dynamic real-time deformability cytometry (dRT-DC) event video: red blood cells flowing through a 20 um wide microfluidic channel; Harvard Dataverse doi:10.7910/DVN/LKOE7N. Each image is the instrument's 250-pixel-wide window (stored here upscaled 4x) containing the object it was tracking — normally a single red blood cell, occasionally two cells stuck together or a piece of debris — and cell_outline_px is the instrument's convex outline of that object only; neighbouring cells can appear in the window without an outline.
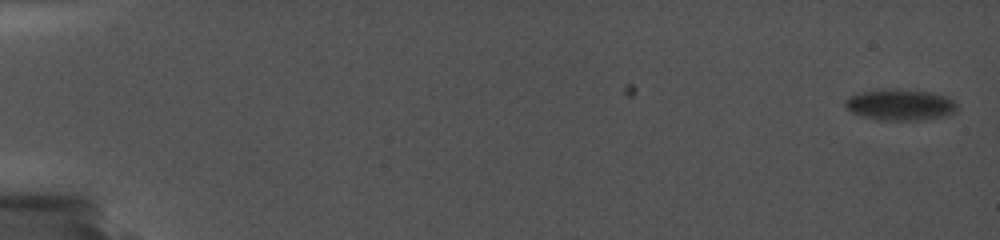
{"species": "common noctule bat (a hibernating species)", "species_latin": "Nyctalus noctula", "temperature_condition": "cold", "stored_images_in_passage": 34, "camera_frame_rate_fps": 5000, "um_per_image_px": 0.085, "animal": {"sex": "female", "body_mass_g": 19.0, "forearm_length_mm": 56.7}, "frame": {"image": 1, "passage_image": 1, "time_ms": 0.0, "image_size_px": [1000, 240], "cell_outline_px": [[956, 112], [940, 116], [916, 120], [880, 120], [864, 116], [852, 112], [844, 104], [844, 100], [848, 96], [856, 92], [880, 88], [900, 88], [928, 92], [944, 96], [952, 100], [956, 104]], "centroid_in_image_um": [76.43, 8.87], "position_along_channel_um": 8.6, "area_um2": 20.35}}
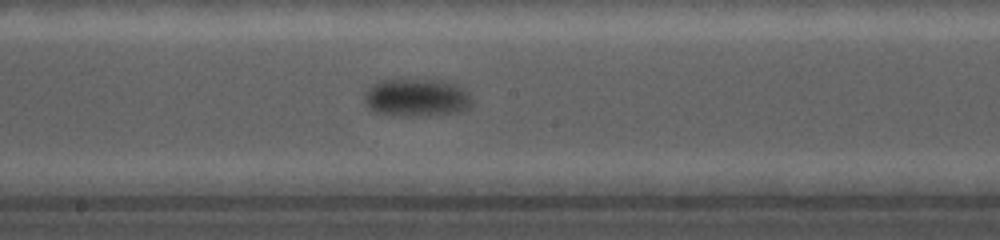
{"frame": {"image": 2, "passage_image": 24, "time_ms": 11.8, "image_size_px": [1000, 240], "cell_outline_px": [[472, 108], [460, 112], [436, 116], [392, 116], [376, 112], [368, 108], [364, 100], [364, 92], [372, 84], [380, 80], [436, 80], [452, 84], [468, 92], [472, 100]], "centroid_in_image_um": [35.4, 8.34], "position_along_channel_um": 212.8, "area_um2": 24.1}}
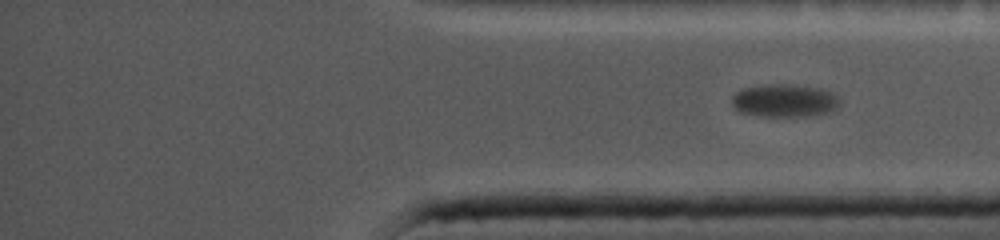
{"frame": {"image": 3, "passage_image": 34, "time_ms": 16.4, "image_size_px": [1000, 240], "cell_outline_px": [[840, 100], [836, 108], [828, 112], [808, 116], [760, 116], [740, 112], [732, 104], [732, 96], [736, 92], [744, 88], [768, 84], [788, 84], [816, 88], [832, 92]], "centroid_in_image_um": [66.66, 8.55], "position_along_channel_um": 368.5, "area_um2": 20.46}}